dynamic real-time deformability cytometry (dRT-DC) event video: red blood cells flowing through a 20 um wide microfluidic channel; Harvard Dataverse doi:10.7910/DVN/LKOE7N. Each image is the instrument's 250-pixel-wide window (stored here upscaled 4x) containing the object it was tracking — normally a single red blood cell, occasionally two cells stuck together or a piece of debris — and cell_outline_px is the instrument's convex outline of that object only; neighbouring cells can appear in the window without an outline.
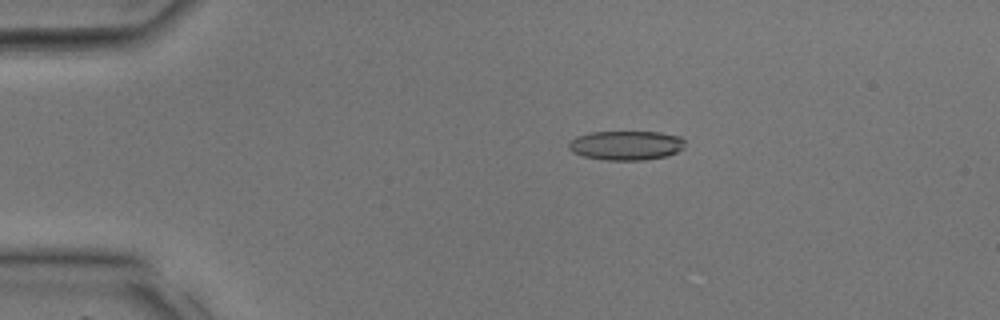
{"species": "common noctule bat (a hibernating species)", "species_latin": "Nyctalus noctula", "temperature_condition": "room temperature", "stored_images_in_passage": 15, "camera_frame_rate_fps": 3000, "um_per_image_px": 0.085, "animal": {"sex": "male", "body_mass_g": 17.9, "forearm_length_mm": 54.2}, "frame": {"image": 1, "passage_image": 2, "time_ms": 0.333, "image_size_px": [1000, 320], "cell_outline_px": [[684, 148], [668, 156], [644, 160], [604, 160], [584, 156], [572, 152], [568, 148], [568, 144], [576, 136], [592, 132], [660, 132], [680, 136], [684, 140]], "centroid_in_image_um": [53.23, 12.36], "position_along_channel_um": 31.8, "area_um2": 19.94}}
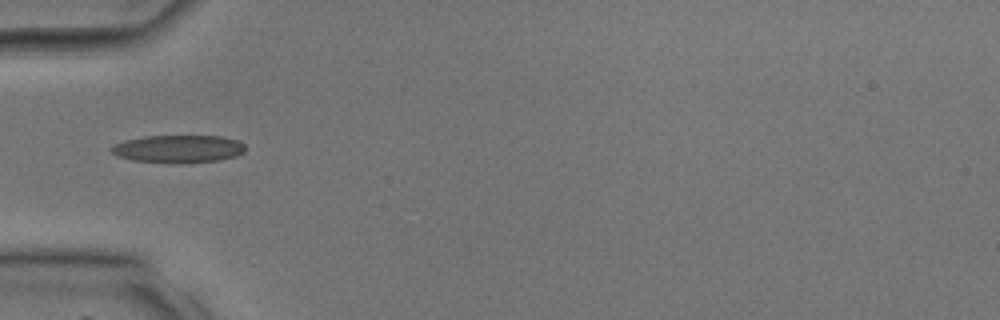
{"frame": {"image": 2, "passage_image": 7, "time_ms": 2.0, "image_size_px": [1000, 320], "cell_outline_px": [[244, 152], [236, 156], [220, 160], [180, 164], [172, 164], [132, 160], [116, 156], [108, 148], [124, 140], [144, 136], [224, 136], [236, 140], [244, 144]], "centroid_in_image_um": [15.14, 12.67], "position_along_channel_um": 69.9, "area_um2": 21.96}}
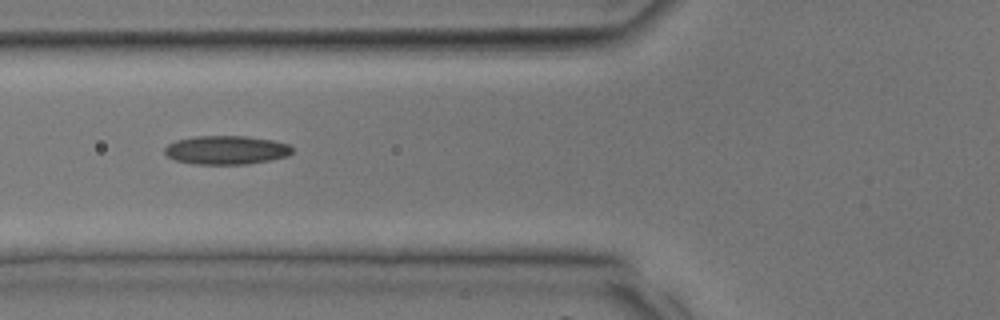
{"frame": {"image": 3, "passage_image": 9, "time_ms": 2.667, "image_size_px": [1000, 320], "cell_outline_px": [[292, 152], [288, 156], [248, 164], [196, 164], [176, 160], [168, 156], [164, 152], [164, 148], [168, 144], [176, 140], [196, 136], [244, 136], [272, 140], [288, 144], [292, 148]], "centroid_in_image_um": [19.22, 12.75], "position_along_channel_um": 106.6, "area_um2": 21.21}}